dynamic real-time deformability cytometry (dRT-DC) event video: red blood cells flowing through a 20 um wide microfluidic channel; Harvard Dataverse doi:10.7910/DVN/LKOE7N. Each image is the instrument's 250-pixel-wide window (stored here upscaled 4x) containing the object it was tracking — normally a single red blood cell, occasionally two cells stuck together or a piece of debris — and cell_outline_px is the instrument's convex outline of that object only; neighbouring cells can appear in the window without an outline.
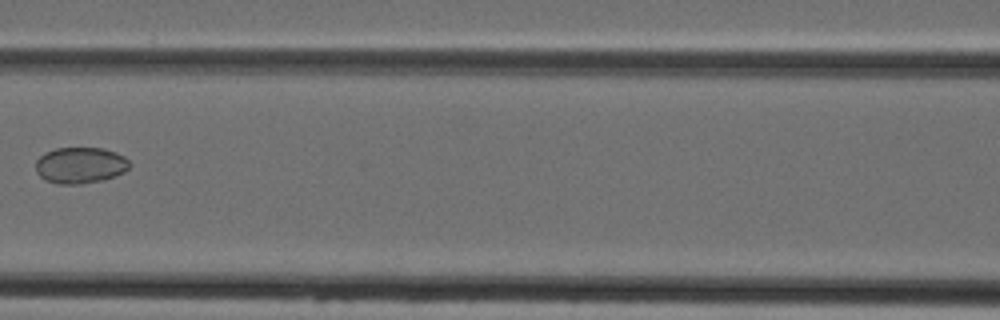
{"species": "Egyptian fruit bat (a non-hibernating species)", "species_latin": "Rousettus aegyptiacus", "temperature_condition": "cold", "stored_images_in_passage": 4, "camera_frame_rate_fps": 3000, "um_per_image_px": 0.085, "animal": {"sex": "female"}, "frame": {"image": 1, "passage_image": 4, "time_ms": 3.333, "image_size_px": [1000, 320], "cell_outline_px": [[132, 164], [124, 172], [104, 180], [84, 184], [56, 184], [44, 180], [36, 172], [36, 160], [44, 152], [56, 148], [104, 148], [116, 152], [124, 156]], "centroid_in_image_um": [6.82, 14.05], "position_along_channel_um": 159.8, "area_um2": 20.11}}